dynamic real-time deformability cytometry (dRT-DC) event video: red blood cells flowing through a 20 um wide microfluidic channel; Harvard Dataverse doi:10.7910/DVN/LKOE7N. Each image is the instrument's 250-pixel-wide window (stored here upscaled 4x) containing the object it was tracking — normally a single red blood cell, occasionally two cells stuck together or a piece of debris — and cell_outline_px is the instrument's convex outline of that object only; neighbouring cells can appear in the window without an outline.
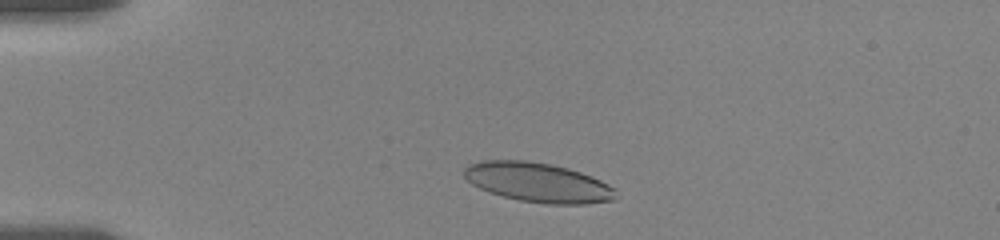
{"species": "human", "species_latin": "Homo sapiens", "temperature_condition": "room temperature", "stored_images_in_passage": 4, "camera_frame_rate_fps": 3000, "um_per_image_px": 0.085, "donor": {"sex": "female"}, "frame": {"image": 1, "passage_image": 3, "time_ms": 1.0, "image_size_px": [1000, 240], "cell_outline_px": [[620, 196], [616, 200], [584, 204], [544, 204], [520, 200], [504, 196], [480, 188], [472, 184], [464, 176], [464, 168], [468, 164], [480, 160], [524, 160], [552, 164], [568, 168], [592, 176], [616, 188]], "centroid_in_image_um": [45.78, 15.5], "position_along_channel_um": 39.2, "area_um2": 35.14}}